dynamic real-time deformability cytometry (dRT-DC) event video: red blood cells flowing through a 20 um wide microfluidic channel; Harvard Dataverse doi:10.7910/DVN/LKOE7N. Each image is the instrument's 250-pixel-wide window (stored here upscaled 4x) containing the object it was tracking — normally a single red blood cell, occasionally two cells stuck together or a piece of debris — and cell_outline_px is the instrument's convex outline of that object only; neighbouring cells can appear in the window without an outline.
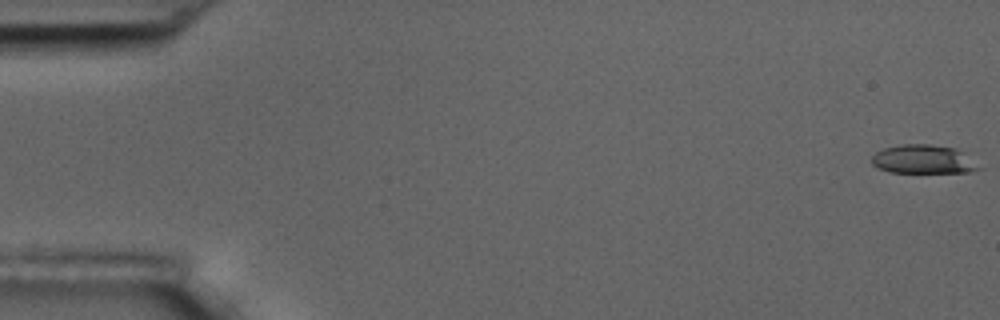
{"species": "common noctule bat (a hibernating species)", "species_latin": "Nyctalus noctula", "temperature_condition": "room temperature", "stored_images_in_passage": 4, "camera_frame_rate_fps": 3000, "um_per_image_px": 0.085, "animal": {"sex": "male", "body_mass_g": 17.5, "forearm_length_mm": 52.3}, "frame": {"image": 1, "passage_image": 1, "time_ms": 0.0, "image_size_px": [1000, 320], "cell_outline_px": [[984, 168], [972, 172], [888, 172], [872, 164], [872, 156], [876, 152], [884, 148], [904, 144], [928, 144], [956, 148]], "centroid_in_image_um": [78.51, 13.54], "position_along_channel_um": 6.5, "area_um2": 17.86}}